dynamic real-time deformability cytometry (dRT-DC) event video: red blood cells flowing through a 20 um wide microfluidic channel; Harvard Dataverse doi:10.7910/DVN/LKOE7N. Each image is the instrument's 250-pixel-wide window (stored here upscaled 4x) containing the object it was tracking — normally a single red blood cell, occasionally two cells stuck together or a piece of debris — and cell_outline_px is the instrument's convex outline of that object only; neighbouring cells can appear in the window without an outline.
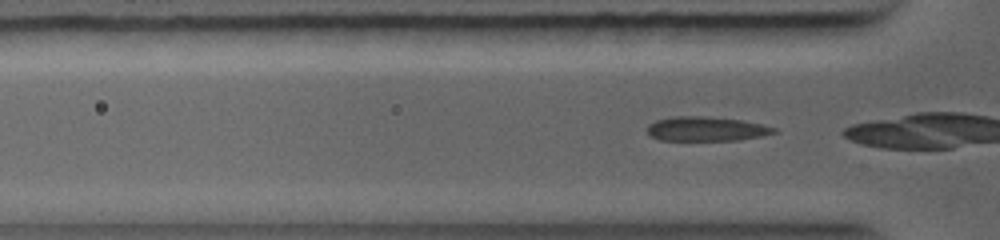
{"species": "common noctule bat (a hibernating species)", "species_latin": "Nyctalus noctula", "temperature_condition": "warm", "stored_images_in_passage": 3, "camera_frame_rate_fps": 5000, "um_per_image_px": 0.085, "animal": {"sex": "female", "body_mass_g": 19.0, "forearm_length_mm": 56.7}, "frame": {"image": 1, "passage_image": 3, "time_ms": 0.8, "image_size_px": [1000, 240], "cell_outline_px": [[780, 132], [740, 140], [660, 140], [648, 136], [648, 124], [656, 120], [676, 116], [704, 116], [740, 120], [760, 124], [776, 128]], "centroid_in_image_um": [60.02, 10.96], "position_along_channel_um": 65.8, "area_um2": 17.98}}